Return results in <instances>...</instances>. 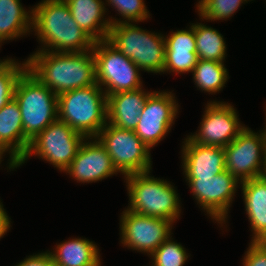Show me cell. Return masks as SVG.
<instances>
[{
  "label": "cell",
  "instance_id": "obj_22",
  "mask_svg": "<svg viewBox=\"0 0 266 266\" xmlns=\"http://www.w3.org/2000/svg\"><path fill=\"white\" fill-rule=\"evenodd\" d=\"M50 252L55 266H101L99 251L92 241L75 238L57 245Z\"/></svg>",
  "mask_w": 266,
  "mask_h": 266
},
{
  "label": "cell",
  "instance_id": "obj_21",
  "mask_svg": "<svg viewBox=\"0 0 266 266\" xmlns=\"http://www.w3.org/2000/svg\"><path fill=\"white\" fill-rule=\"evenodd\" d=\"M241 184L246 213L254 232L251 241H266V181L258 177Z\"/></svg>",
  "mask_w": 266,
  "mask_h": 266
},
{
  "label": "cell",
  "instance_id": "obj_5",
  "mask_svg": "<svg viewBox=\"0 0 266 266\" xmlns=\"http://www.w3.org/2000/svg\"><path fill=\"white\" fill-rule=\"evenodd\" d=\"M14 99L20 108L24 136L29 141L58 119V96L28 69L17 81Z\"/></svg>",
  "mask_w": 266,
  "mask_h": 266
},
{
  "label": "cell",
  "instance_id": "obj_7",
  "mask_svg": "<svg viewBox=\"0 0 266 266\" xmlns=\"http://www.w3.org/2000/svg\"><path fill=\"white\" fill-rule=\"evenodd\" d=\"M103 145L118 172L128 176L151 169L150 148L135 131L106 123L94 138Z\"/></svg>",
  "mask_w": 266,
  "mask_h": 266
},
{
  "label": "cell",
  "instance_id": "obj_29",
  "mask_svg": "<svg viewBox=\"0 0 266 266\" xmlns=\"http://www.w3.org/2000/svg\"><path fill=\"white\" fill-rule=\"evenodd\" d=\"M107 2L110 5L112 4L121 16L127 19L128 23L130 21L137 22L146 20L149 16V11H147L143 0H108Z\"/></svg>",
  "mask_w": 266,
  "mask_h": 266
},
{
  "label": "cell",
  "instance_id": "obj_17",
  "mask_svg": "<svg viewBox=\"0 0 266 266\" xmlns=\"http://www.w3.org/2000/svg\"><path fill=\"white\" fill-rule=\"evenodd\" d=\"M183 146V168L186 178L215 176L225 170L224 147L194 143L189 137Z\"/></svg>",
  "mask_w": 266,
  "mask_h": 266
},
{
  "label": "cell",
  "instance_id": "obj_14",
  "mask_svg": "<svg viewBox=\"0 0 266 266\" xmlns=\"http://www.w3.org/2000/svg\"><path fill=\"white\" fill-rule=\"evenodd\" d=\"M204 114L199 133L188 136L196 144L225 147L245 128L229 104L210 102Z\"/></svg>",
  "mask_w": 266,
  "mask_h": 266
},
{
  "label": "cell",
  "instance_id": "obj_27",
  "mask_svg": "<svg viewBox=\"0 0 266 266\" xmlns=\"http://www.w3.org/2000/svg\"><path fill=\"white\" fill-rule=\"evenodd\" d=\"M168 237L152 254V266H183L188 258L182 245Z\"/></svg>",
  "mask_w": 266,
  "mask_h": 266
},
{
  "label": "cell",
  "instance_id": "obj_26",
  "mask_svg": "<svg viewBox=\"0 0 266 266\" xmlns=\"http://www.w3.org/2000/svg\"><path fill=\"white\" fill-rule=\"evenodd\" d=\"M22 65L12 59L0 63V109L14 98L17 81L27 70V62Z\"/></svg>",
  "mask_w": 266,
  "mask_h": 266
},
{
  "label": "cell",
  "instance_id": "obj_11",
  "mask_svg": "<svg viewBox=\"0 0 266 266\" xmlns=\"http://www.w3.org/2000/svg\"><path fill=\"white\" fill-rule=\"evenodd\" d=\"M174 98L170 92H152L148 96L134 131L149 148L169 132L178 111Z\"/></svg>",
  "mask_w": 266,
  "mask_h": 266
},
{
  "label": "cell",
  "instance_id": "obj_12",
  "mask_svg": "<svg viewBox=\"0 0 266 266\" xmlns=\"http://www.w3.org/2000/svg\"><path fill=\"white\" fill-rule=\"evenodd\" d=\"M172 222L126 209L121 216L122 243L151 255L168 237Z\"/></svg>",
  "mask_w": 266,
  "mask_h": 266
},
{
  "label": "cell",
  "instance_id": "obj_8",
  "mask_svg": "<svg viewBox=\"0 0 266 266\" xmlns=\"http://www.w3.org/2000/svg\"><path fill=\"white\" fill-rule=\"evenodd\" d=\"M85 139L87 140L83 134L57 119L30 141L26 154L17 166L24 163L31 154H35L65 171Z\"/></svg>",
  "mask_w": 266,
  "mask_h": 266
},
{
  "label": "cell",
  "instance_id": "obj_6",
  "mask_svg": "<svg viewBox=\"0 0 266 266\" xmlns=\"http://www.w3.org/2000/svg\"><path fill=\"white\" fill-rule=\"evenodd\" d=\"M150 171L126 177L130 211L169 220L172 223L180 215L179 198L167 181L149 176Z\"/></svg>",
  "mask_w": 266,
  "mask_h": 266
},
{
  "label": "cell",
  "instance_id": "obj_2",
  "mask_svg": "<svg viewBox=\"0 0 266 266\" xmlns=\"http://www.w3.org/2000/svg\"><path fill=\"white\" fill-rule=\"evenodd\" d=\"M32 28L52 52L78 53L92 50L95 41L72 18L64 0H43L32 9Z\"/></svg>",
  "mask_w": 266,
  "mask_h": 266
},
{
  "label": "cell",
  "instance_id": "obj_24",
  "mask_svg": "<svg viewBox=\"0 0 266 266\" xmlns=\"http://www.w3.org/2000/svg\"><path fill=\"white\" fill-rule=\"evenodd\" d=\"M193 29L198 59L223 62L226 53L223 36L217 30L200 23L193 25Z\"/></svg>",
  "mask_w": 266,
  "mask_h": 266
},
{
  "label": "cell",
  "instance_id": "obj_34",
  "mask_svg": "<svg viewBox=\"0 0 266 266\" xmlns=\"http://www.w3.org/2000/svg\"><path fill=\"white\" fill-rule=\"evenodd\" d=\"M5 151L0 147V163H1V159H2V155H3V153H4Z\"/></svg>",
  "mask_w": 266,
  "mask_h": 266
},
{
  "label": "cell",
  "instance_id": "obj_33",
  "mask_svg": "<svg viewBox=\"0 0 266 266\" xmlns=\"http://www.w3.org/2000/svg\"><path fill=\"white\" fill-rule=\"evenodd\" d=\"M263 172L261 177L266 181V157H265V162H264V166H263Z\"/></svg>",
  "mask_w": 266,
  "mask_h": 266
},
{
  "label": "cell",
  "instance_id": "obj_30",
  "mask_svg": "<svg viewBox=\"0 0 266 266\" xmlns=\"http://www.w3.org/2000/svg\"><path fill=\"white\" fill-rule=\"evenodd\" d=\"M244 266H266V241H252L244 257Z\"/></svg>",
  "mask_w": 266,
  "mask_h": 266
},
{
  "label": "cell",
  "instance_id": "obj_32",
  "mask_svg": "<svg viewBox=\"0 0 266 266\" xmlns=\"http://www.w3.org/2000/svg\"><path fill=\"white\" fill-rule=\"evenodd\" d=\"M10 228V220L6 212L3 209V205L0 203V238L5 235V233Z\"/></svg>",
  "mask_w": 266,
  "mask_h": 266
},
{
  "label": "cell",
  "instance_id": "obj_23",
  "mask_svg": "<svg viewBox=\"0 0 266 266\" xmlns=\"http://www.w3.org/2000/svg\"><path fill=\"white\" fill-rule=\"evenodd\" d=\"M30 14L22 7L20 0H0V43L30 32L32 11Z\"/></svg>",
  "mask_w": 266,
  "mask_h": 266
},
{
  "label": "cell",
  "instance_id": "obj_9",
  "mask_svg": "<svg viewBox=\"0 0 266 266\" xmlns=\"http://www.w3.org/2000/svg\"><path fill=\"white\" fill-rule=\"evenodd\" d=\"M92 51L96 65V81L100 87L106 85V96L142 87L140 68L107 40L96 41Z\"/></svg>",
  "mask_w": 266,
  "mask_h": 266
},
{
  "label": "cell",
  "instance_id": "obj_35",
  "mask_svg": "<svg viewBox=\"0 0 266 266\" xmlns=\"http://www.w3.org/2000/svg\"><path fill=\"white\" fill-rule=\"evenodd\" d=\"M264 139H265V145H266V129L263 131Z\"/></svg>",
  "mask_w": 266,
  "mask_h": 266
},
{
  "label": "cell",
  "instance_id": "obj_15",
  "mask_svg": "<svg viewBox=\"0 0 266 266\" xmlns=\"http://www.w3.org/2000/svg\"><path fill=\"white\" fill-rule=\"evenodd\" d=\"M65 171L82 183L96 182L118 172L99 140L83 142Z\"/></svg>",
  "mask_w": 266,
  "mask_h": 266
},
{
  "label": "cell",
  "instance_id": "obj_10",
  "mask_svg": "<svg viewBox=\"0 0 266 266\" xmlns=\"http://www.w3.org/2000/svg\"><path fill=\"white\" fill-rule=\"evenodd\" d=\"M224 154L225 170L238 181L261 177L266 157L263 132L254 133L245 127L230 144L224 147Z\"/></svg>",
  "mask_w": 266,
  "mask_h": 266
},
{
  "label": "cell",
  "instance_id": "obj_20",
  "mask_svg": "<svg viewBox=\"0 0 266 266\" xmlns=\"http://www.w3.org/2000/svg\"><path fill=\"white\" fill-rule=\"evenodd\" d=\"M64 1L70 8L72 18L87 35L95 42L107 40L111 24L109 20H101L106 10L101 0Z\"/></svg>",
  "mask_w": 266,
  "mask_h": 266
},
{
  "label": "cell",
  "instance_id": "obj_13",
  "mask_svg": "<svg viewBox=\"0 0 266 266\" xmlns=\"http://www.w3.org/2000/svg\"><path fill=\"white\" fill-rule=\"evenodd\" d=\"M187 181L202 208L219 223L225 222L238 180L224 170L212 177L187 178Z\"/></svg>",
  "mask_w": 266,
  "mask_h": 266
},
{
  "label": "cell",
  "instance_id": "obj_31",
  "mask_svg": "<svg viewBox=\"0 0 266 266\" xmlns=\"http://www.w3.org/2000/svg\"><path fill=\"white\" fill-rule=\"evenodd\" d=\"M16 266H55V263L50 252H44L33 256L31 255Z\"/></svg>",
  "mask_w": 266,
  "mask_h": 266
},
{
  "label": "cell",
  "instance_id": "obj_3",
  "mask_svg": "<svg viewBox=\"0 0 266 266\" xmlns=\"http://www.w3.org/2000/svg\"><path fill=\"white\" fill-rule=\"evenodd\" d=\"M102 90L96 84L59 94L58 119L86 138H95L107 123V96Z\"/></svg>",
  "mask_w": 266,
  "mask_h": 266
},
{
  "label": "cell",
  "instance_id": "obj_4",
  "mask_svg": "<svg viewBox=\"0 0 266 266\" xmlns=\"http://www.w3.org/2000/svg\"><path fill=\"white\" fill-rule=\"evenodd\" d=\"M107 41L141 70L163 72L166 45L163 36L149 33L125 21L109 19Z\"/></svg>",
  "mask_w": 266,
  "mask_h": 266
},
{
  "label": "cell",
  "instance_id": "obj_28",
  "mask_svg": "<svg viewBox=\"0 0 266 266\" xmlns=\"http://www.w3.org/2000/svg\"><path fill=\"white\" fill-rule=\"evenodd\" d=\"M247 0H201L198 5L199 15L208 20L231 17L238 7Z\"/></svg>",
  "mask_w": 266,
  "mask_h": 266
},
{
  "label": "cell",
  "instance_id": "obj_19",
  "mask_svg": "<svg viewBox=\"0 0 266 266\" xmlns=\"http://www.w3.org/2000/svg\"><path fill=\"white\" fill-rule=\"evenodd\" d=\"M164 40L166 54L163 73L165 71L176 73L193 72L199 60L196 53L193 24L190 30H177V32H172Z\"/></svg>",
  "mask_w": 266,
  "mask_h": 266
},
{
  "label": "cell",
  "instance_id": "obj_16",
  "mask_svg": "<svg viewBox=\"0 0 266 266\" xmlns=\"http://www.w3.org/2000/svg\"><path fill=\"white\" fill-rule=\"evenodd\" d=\"M30 141L24 136L22 116L17 101L13 98L0 109V147L9 151V169L18 167Z\"/></svg>",
  "mask_w": 266,
  "mask_h": 266
},
{
  "label": "cell",
  "instance_id": "obj_25",
  "mask_svg": "<svg viewBox=\"0 0 266 266\" xmlns=\"http://www.w3.org/2000/svg\"><path fill=\"white\" fill-rule=\"evenodd\" d=\"M192 73L199 89L210 93L220 91L228 79L223 62L198 60Z\"/></svg>",
  "mask_w": 266,
  "mask_h": 266
},
{
  "label": "cell",
  "instance_id": "obj_1",
  "mask_svg": "<svg viewBox=\"0 0 266 266\" xmlns=\"http://www.w3.org/2000/svg\"><path fill=\"white\" fill-rule=\"evenodd\" d=\"M26 62L27 69L34 77L57 96L70 90L97 84L92 50L57 53L42 48L30 56Z\"/></svg>",
  "mask_w": 266,
  "mask_h": 266
},
{
  "label": "cell",
  "instance_id": "obj_18",
  "mask_svg": "<svg viewBox=\"0 0 266 266\" xmlns=\"http://www.w3.org/2000/svg\"><path fill=\"white\" fill-rule=\"evenodd\" d=\"M151 92L142 88L107 96V119L112 125L134 131L142 108Z\"/></svg>",
  "mask_w": 266,
  "mask_h": 266
}]
</instances>
